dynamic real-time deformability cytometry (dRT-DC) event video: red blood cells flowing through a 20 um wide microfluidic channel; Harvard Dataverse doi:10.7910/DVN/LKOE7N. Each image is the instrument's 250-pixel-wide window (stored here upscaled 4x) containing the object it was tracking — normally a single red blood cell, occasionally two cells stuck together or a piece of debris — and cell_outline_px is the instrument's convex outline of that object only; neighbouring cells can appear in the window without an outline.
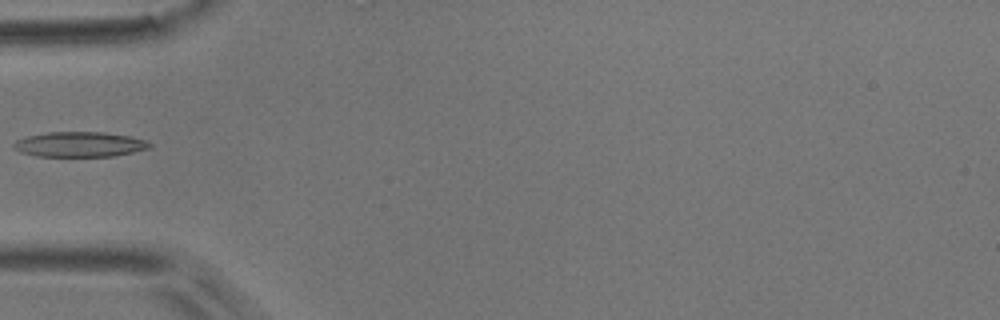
{"species": "common noctule bat (a hibernating species)", "species_latin": "Nyctalus noctula", "temperature_condition": "room temperature", "stored_images_in_passage": 4, "camera_frame_rate_fps": 3000, "um_per_image_px": 0.085, "animal": {"sex": "male", "body_mass_g": 17.9}, "frame": {"image": 1, "passage_image": 4, "time_ms": 3.333, "image_size_px": [1000, 320], "cell_outline_px": [[152, 148], [112, 156], [36, 156], [20, 152], [12, 148], [12, 144], [16, 140], [28, 136], [48, 132], [104, 132], [128, 136], [144, 140], [152, 144]], "centroid_in_image_um": [6.74, 12.27], "position_along_channel_um": 78.3, "area_um2": 19.83}}